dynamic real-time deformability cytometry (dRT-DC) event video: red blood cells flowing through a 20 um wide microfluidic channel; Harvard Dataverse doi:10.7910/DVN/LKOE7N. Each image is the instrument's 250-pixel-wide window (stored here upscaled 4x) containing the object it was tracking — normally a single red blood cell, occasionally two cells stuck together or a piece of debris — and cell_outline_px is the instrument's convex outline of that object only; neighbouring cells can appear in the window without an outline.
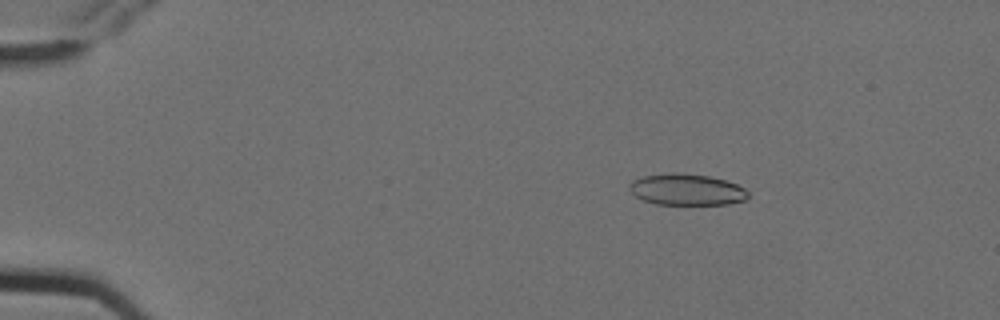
{"species": "Egyptian fruit bat (a non-hibernating species)", "species_latin": "Rousettus aegyptiacus", "temperature_condition": "cold", "stored_images_in_passage": 6, "camera_frame_rate_fps": 3000, "um_per_image_px": 0.085, "animal": {"sex": "female"}, "frame": {"image": 1, "passage_image": 3, "time_ms": 0.667, "image_size_px": [1000, 320], "cell_outline_px": [[748, 196], [744, 200], [728, 204], [656, 204], [644, 200], [636, 196], [628, 188], [628, 184], [632, 180], [644, 176], [672, 172], [676, 172], [708, 176], [724, 180], [736, 184], [744, 188], [748, 192]], "centroid_in_image_um": [58.34, 16.11], "position_along_channel_um": 26.7, "area_um2": 21.56}}
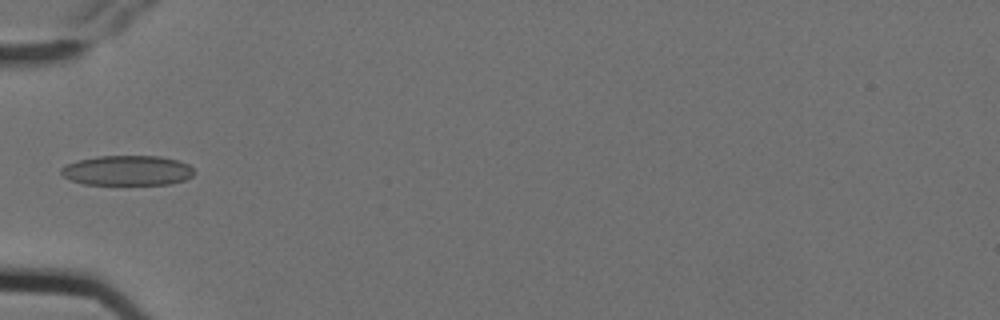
{"frame": {"image": 2, "passage_image": 6, "time_ms": 1.667, "image_size_px": [1000, 320], "cell_outline_px": [[196, 172], [192, 176], [184, 180], [168, 184], [84, 184], [72, 180], [64, 176], [60, 172], [60, 168], [76, 160], [96, 156], [160, 156], [176, 160], [188, 164]], "centroid_in_image_um": [10.82, 14.48], "position_along_channel_um": 74.2, "area_um2": 23.18}}